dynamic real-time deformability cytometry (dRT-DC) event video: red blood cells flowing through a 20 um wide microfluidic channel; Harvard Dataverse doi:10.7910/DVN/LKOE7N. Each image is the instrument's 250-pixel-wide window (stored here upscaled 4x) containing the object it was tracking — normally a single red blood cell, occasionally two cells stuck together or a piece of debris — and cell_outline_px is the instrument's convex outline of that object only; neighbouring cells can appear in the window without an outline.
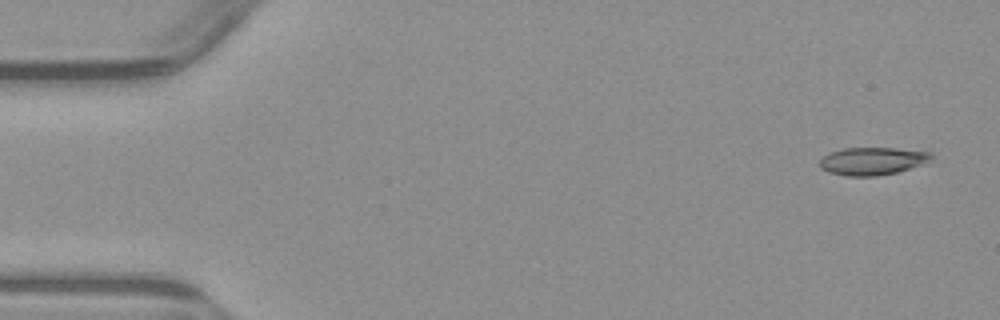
{"species": "common noctule bat (a hibernating species)", "species_latin": "Nyctalus noctula", "temperature_condition": "warm", "stored_images_in_passage": 6, "camera_frame_rate_fps": 3000, "um_per_image_px": 0.085, "animal": {"sex": "male", "body_mass_g": 23.1, "forearm_length_mm": 52.7}, "frame": {"image": 1, "passage_image": 1, "time_ms": 0.0, "image_size_px": [1000, 320], "cell_outline_px": [[932, 156], [928, 160], [920, 164], [896, 172], [876, 176], [848, 176], [828, 172], [820, 168], [820, 160], [828, 152], [844, 148], [896, 148], [932, 152]], "centroid_in_image_um": [74.09, 13.68], "position_along_channel_um": 10.9, "area_um2": 17.8}}
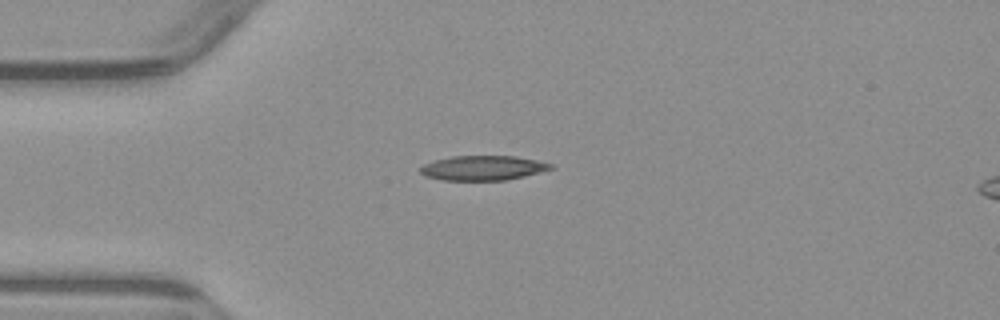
{"frame": {"image": 2, "passage_image": 4, "time_ms": 3.667, "image_size_px": [1000, 320], "cell_outline_px": [[556, 168], [524, 176], [504, 180], [440, 180], [424, 176], [420, 172], [420, 168], [424, 164], [436, 160], [452, 156], [516, 156], [536, 160], [552, 164]], "centroid_in_image_um": [41.05, 14.28], "position_along_channel_um": 43.9, "area_um2": 18.73}}
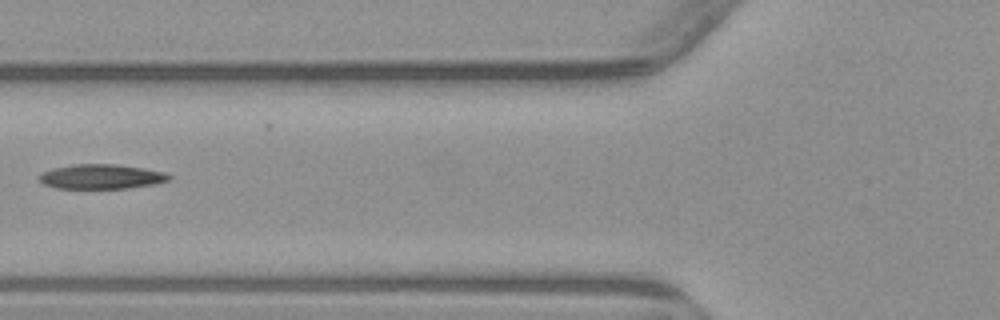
{"frame": {"image": 3, "passage_image": 6, "time_ms": 6.0, "image_size_px": [1000, 320], "cell_outline_px": [[172, 180], [156, 184], [128, 188], [56, 188], [44, 184], [36, 176], [40, 172], [56, 168], [76, 164], [116, 164], [144, 168], [164, 172], [172, 176]], "centroid_in_image_um": [8.64, 15.01], "position_along_channel_um": 117.2, "area_um2": 18.73}}